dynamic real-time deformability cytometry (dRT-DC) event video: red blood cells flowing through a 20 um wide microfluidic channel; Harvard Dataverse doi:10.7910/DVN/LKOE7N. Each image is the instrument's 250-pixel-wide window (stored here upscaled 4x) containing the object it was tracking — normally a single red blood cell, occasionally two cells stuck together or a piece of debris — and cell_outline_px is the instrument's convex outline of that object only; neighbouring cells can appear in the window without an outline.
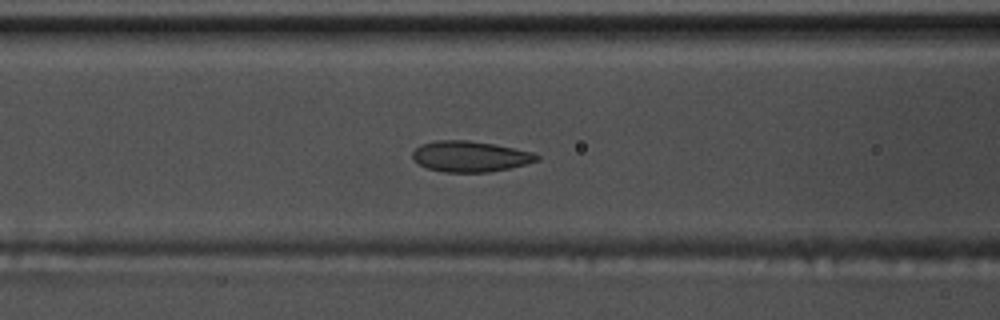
{"species": "common noctule bat (a hibernating species)", "species_latin": "Nyctalus noctula", "temperature_condition": "warm", "stored_images_in_passage": 57, "camera_frame_rate_fps": 3000, "um_per_image_px": 0.085, "animal": {"sex": "male", "body_mass_g": 17.5, "forearm_length_mm": 52.3}, "frame": {"image": 1, "passage_image": 24, "time_ms": 7.667, "image_size_px": [1000, 320], "cell_outline_px": [[540, 160], [508, 168], [488, 172], [444, 172], [428, 168], [412, 160], [412, 152], [420, 144], [436, 140], [468, 140], [492, 144], [532, 152], [540, 156]], "centroid_in_image_um": [39.92, 13.29], "position_along_channel_um": 126.7, "area_um2": 22.14}}
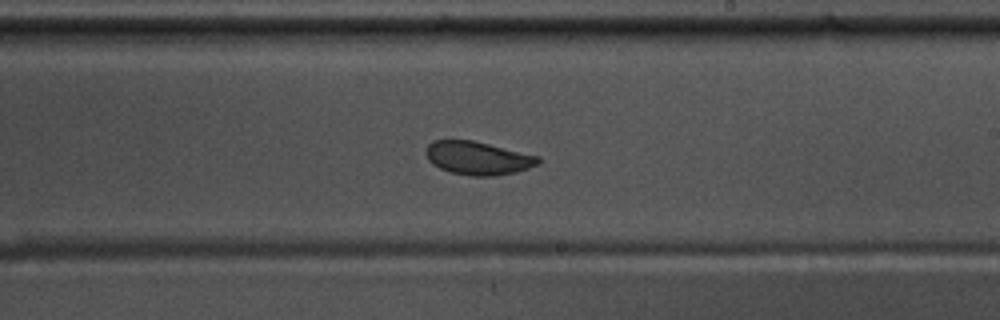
{"frame": {"image": 2, "passage_image": 34, "time_ms": 11.0, "image_size_px": [1000, 320], "cell_outline_px": [[540, 164], [516, 172], [496, 176], [472, 176], [452, 172], [440, 168], [432, 164], [428, 160], [424, 152], [428, 144], [432, 140], [472, 140], [540, 156]], "centroid_in_image_um": [40.62, 13.43], "position_along_channel_um": 248.4, "area_um2": 21.91}}
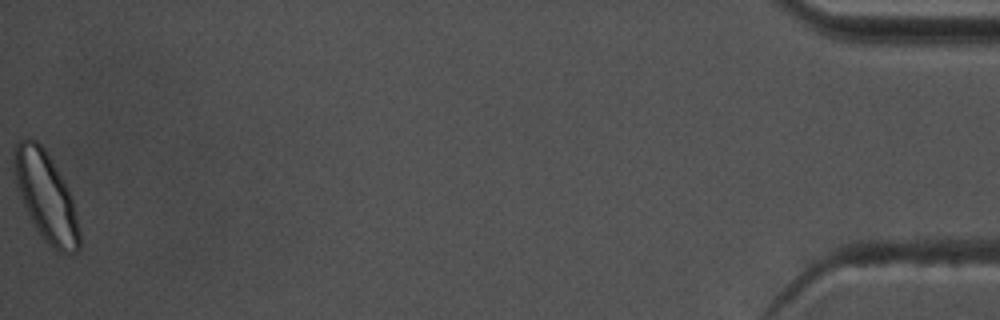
{"frame": {"image": 3, "passage_image": 57, "time_ms": 18.667, "image_size_px": [1000, 320], "cell_outline_px": [[80, 248], [72, 256], [52, 248], [44, 240], [36, 228], [24, 204], [16, 184], [12, 172], [16, 144], [20, 140], [28, 136], [36, 140], [44, 148], [64, 180], [72, 196], [80, 232]], "centroid_in_image_um": [3.92, 16.71], "position_along_channel_um": 431.3, "area_um2": 33.81}, "authors_computed_cell_mechanics": {"area_um2": 23.2934, "velocity_mm_per_s": 3.667, "shape_relaxation_time_tau1_ms": 2.5971, "shape_relaxation_time_tau2_ms": 0.9878, "deformation_change_tau1": 0.0949, "deformation_change_tau2": 0.0471}}